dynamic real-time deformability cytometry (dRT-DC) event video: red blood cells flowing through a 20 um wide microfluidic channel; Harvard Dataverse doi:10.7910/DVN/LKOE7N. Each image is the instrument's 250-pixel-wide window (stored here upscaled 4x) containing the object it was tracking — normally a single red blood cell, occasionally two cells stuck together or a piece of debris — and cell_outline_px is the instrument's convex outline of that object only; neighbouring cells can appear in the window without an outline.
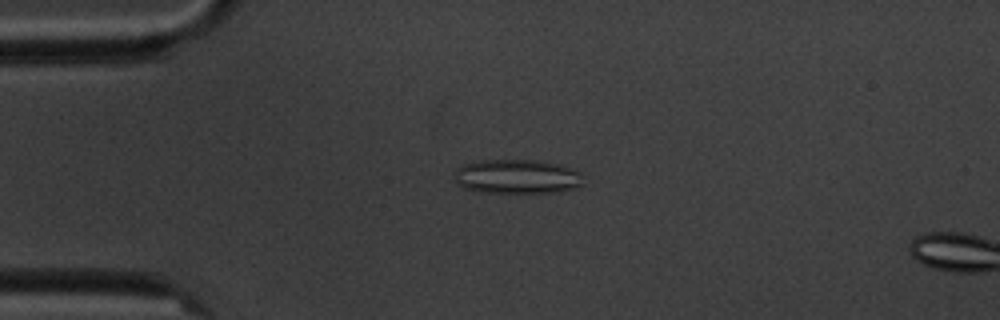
{"species": "common noctule bat (a hibernating species)", "species_latin": "Nyctalus noctula", "temperature_condition": "cold", "stored_images_in_passage": 5, "camera_frame_rate_fps": 3000, "um_per_image_px": 0.085, "animal": {"sex": "male", "body_mass_g": 20.1, "forearm_length_mm": 53.5}, "frame": {"image": 1, "passage_image": 4, "time_ms": 3.333, "image_size_px": [1000, 320], "cell_outline_px": [[584, 184], [576, 188], [556, 192], [484, 192], [464, 188], [456, 180], [456, 168], [464, 164], [480, 160], [536, 160], [560, 164], [572, 168], [580, 172]], "centroid_in_image_um": [44.0, 15.0], "position_along_channel_um": 41.0, "area_um2": 25.66}}